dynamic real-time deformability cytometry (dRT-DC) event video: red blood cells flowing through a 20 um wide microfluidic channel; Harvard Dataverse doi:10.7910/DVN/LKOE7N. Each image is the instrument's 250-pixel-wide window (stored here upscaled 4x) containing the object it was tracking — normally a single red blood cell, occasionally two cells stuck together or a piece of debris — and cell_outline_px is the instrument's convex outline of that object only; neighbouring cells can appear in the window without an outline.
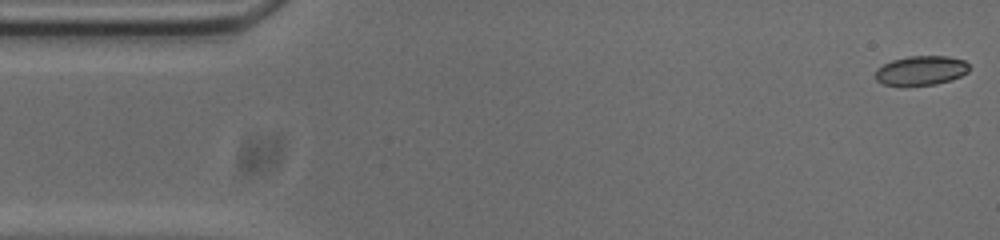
{"species": "common noctule bat (a hibernating species)", "species_latin": "Nyctalus noctula", "temperature_condition": "cold", "stored_images_in_passage": 43, "camera_frame_rate_fps": 3000, "um_per_image_px": 0.085, "animal": {"sex": "male", "body_mass_g": 20.0, "forearm_length_mm": 53.3}, "frame": {"image": 1, "passage_image": 1, "time_ms": 0.0, "image_size_px": [1000, 240], "cell_outline_px": [[968, 72], [952, 80], [936, 84], [884, 84], [876, 80], [876, 68], [892, 60], [908, 56], [948, 56], [964, 60], [968, 64]], "centroid_in_image_um": [78.31, 5.97], "position_along_channel_um": 6.7, "area_um2": 15.78}}
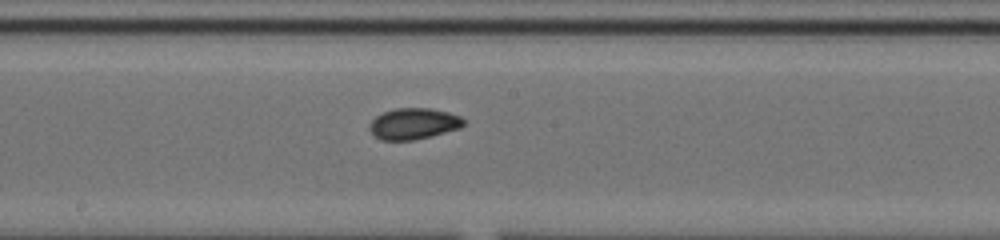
{"frame": {"image": 2, "passage_image": 27, "time_ms": 8.667, "image_size_px": [1000, 240], "cell_outline_px": [[464, 124], [460, 128], [432, 136], [412, 140], [380, 140], [368, 128], [368, 124], [376, 116], [384, 112], [396, 108], [432, 108], [448, 112], [460, 116], [464, 120]], "centroid_in_image_um": [35.15, 10.51], "position_along_channel_um": 213.0, "area_um2": 17.11}}
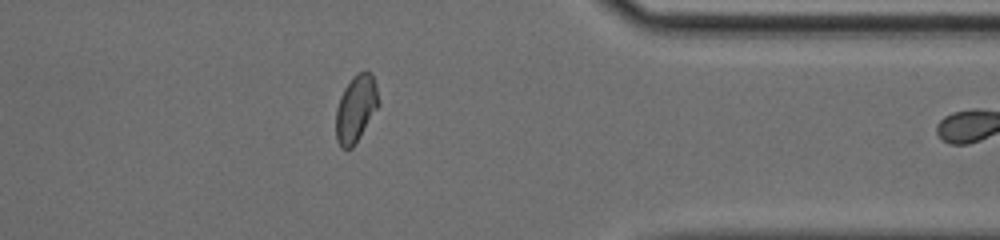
{"frame": {"image": 3, "passage_image": 42, "time_ms": 13.667, "image_size_px": [1000, 240], "cell_outline_px": [[380, 104], [352, 148], [340, 148], [336, 140], [336, 108], [340, 96], [344, 88], [352, 76], [356, 72], [372, 72], [376, 84]], "centroid_in_image_um": [30.24, 9.2], "position_along_channel_um": 381.2, "area_um2": 16.7}}